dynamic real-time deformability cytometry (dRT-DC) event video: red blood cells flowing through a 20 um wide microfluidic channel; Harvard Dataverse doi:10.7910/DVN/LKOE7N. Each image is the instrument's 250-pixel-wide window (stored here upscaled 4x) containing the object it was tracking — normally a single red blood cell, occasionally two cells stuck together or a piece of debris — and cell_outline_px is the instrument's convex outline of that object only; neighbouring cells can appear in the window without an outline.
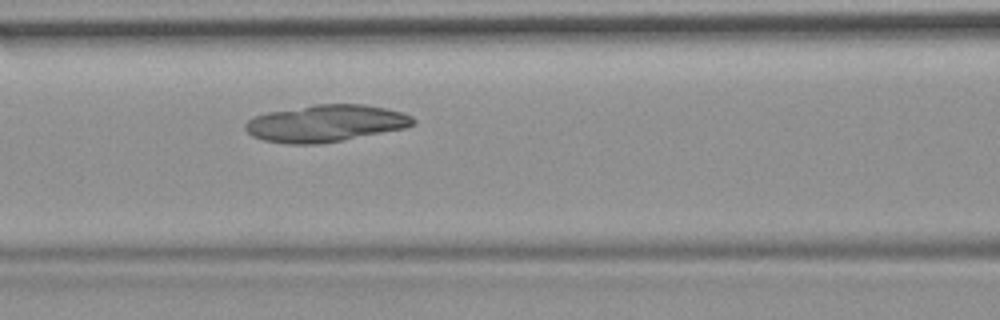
{"species": "common noctule bat (a hibernating species)", "species_latin": "Nyctalus noctula", "temperature_condition": "room temperature", "stored_images_in_passage": 5, "camera_frame_rate_fps": 3000, "um_per_image_px": 0.085, "animal": {"sex": "female", "body_mass_g": 19.9}, "frame": {"image": 1, "passage_image": 5, "time_ms": 1.333, "image_size_px": [1000, 320], "cell_outline_px": [[416, 124], [404, 128], [344, 140], [316, 144], [288, 144], [264, 140], [252, 136], [244, 128], [244, 124], [248, 120], [256, 116], [268, 112], [312, 104], [364, 104], [388, 108], [404, 112], [412, 116], [416, 120]], "centroid_in_image_um": [27.71, 10.47], "position_along_channel_um": 138.9, "area_um2": 36.36}}